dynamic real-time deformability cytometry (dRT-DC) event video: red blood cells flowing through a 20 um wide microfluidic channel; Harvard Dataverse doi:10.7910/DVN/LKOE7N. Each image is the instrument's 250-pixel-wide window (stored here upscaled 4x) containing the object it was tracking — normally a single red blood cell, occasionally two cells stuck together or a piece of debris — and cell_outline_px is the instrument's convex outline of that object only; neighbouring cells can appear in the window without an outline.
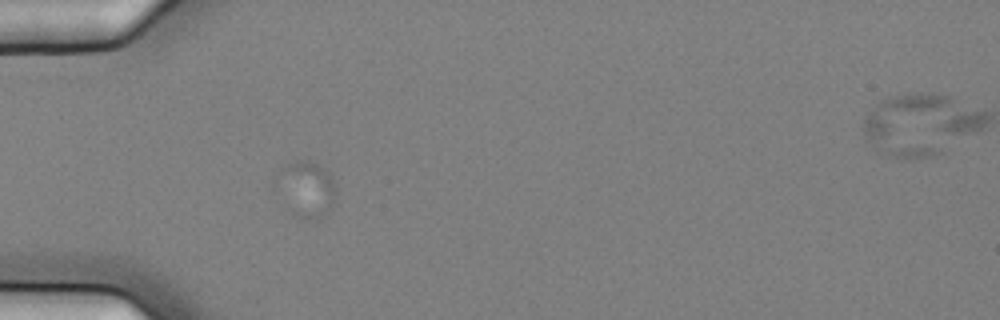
{"species": "common noctule bat (a hibernating species)", "species_latin": "Nyctalus noctula", "temperature_condition": "cold", "stored_images_in_passage": 3, "camera_frame_rate_fps": 3000, "um_per_image_px": 0.085, "animal": {"sex": "female", "body_mass_g": 25.1}, "frame": {"image": 1, "passage_image": 2, "time_ms": 0.333, "image_size_px": [1000, 320], "cell_outline_px": [[336, 192], [332, 208], [328, 212], [308, 220], [296, 216], [292, 212], [284, 168], [288, 164], [296, 160], [308, 160], [316, 164], [328, 172], [332, 176], [336, 184]], "centroid_in_image_um": [26.31, 16.07], "position_along_channel_um": 58.7, "area_um2": 16.94}}